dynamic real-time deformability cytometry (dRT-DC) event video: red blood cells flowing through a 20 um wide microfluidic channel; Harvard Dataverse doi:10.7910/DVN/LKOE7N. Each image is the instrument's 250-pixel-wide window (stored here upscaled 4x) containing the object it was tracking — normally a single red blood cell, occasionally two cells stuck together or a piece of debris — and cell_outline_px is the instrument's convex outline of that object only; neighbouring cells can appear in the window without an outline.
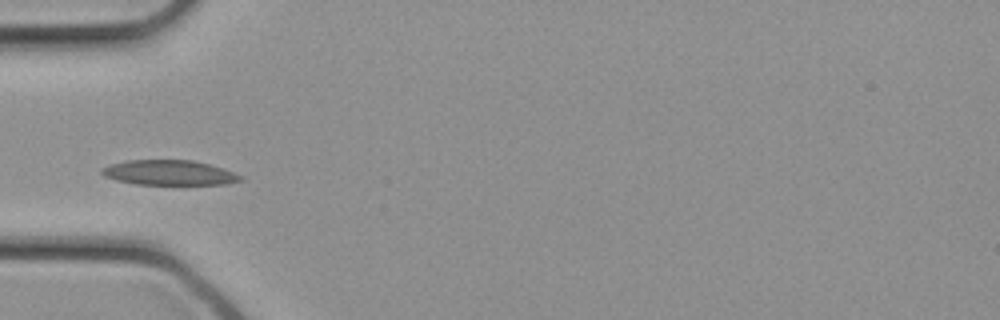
{"species": "common noctule bat (a hibernating species)", "species_latin": "Nyctalus noctula", "temperature_condition": "cold", "stored_images_in_passage": 32, "camera_frame_rate_fps": 3000, "um_per_image_px": 0.085, "animal": {"sex": "female", "body_mass_g": 21.9}, "frame": {"image": 1, "passage_image": 10, "time_ms": 3.0, "image_size_px": [1000, 320], "cell_outline_px": [[244, 180], [228, 184], [136, 184], [116, 180], [104, 176], [100, 172], [100, 168], [124, 160], [192, 160], [224, 168], [244, 176]], "centroid_in_image_um": [14.4, 14.67], "position_along_channel_um": 70.6, "area_um2": 20.29}}
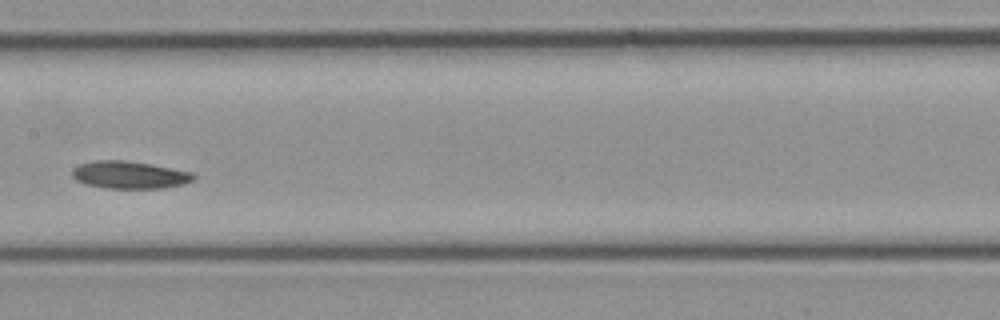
{"frame": {"image": 2, "passage_image": 16, "time_ms": 5.0, "image_size_px": [1000, 320], "cell_outline_px": [[196, 176], [192, 180], [184, 184], [160, 188], [104, 188], [84, 184], [76, 180], [72, 176], [72, 172], [80, 164], [96, 160], [124, 160], [152, 164], [192, 172]], "centroid_in_image_um": [11.01, 14.86], "position_along_channel_um": 196.4, "area_um2": 19.36}}
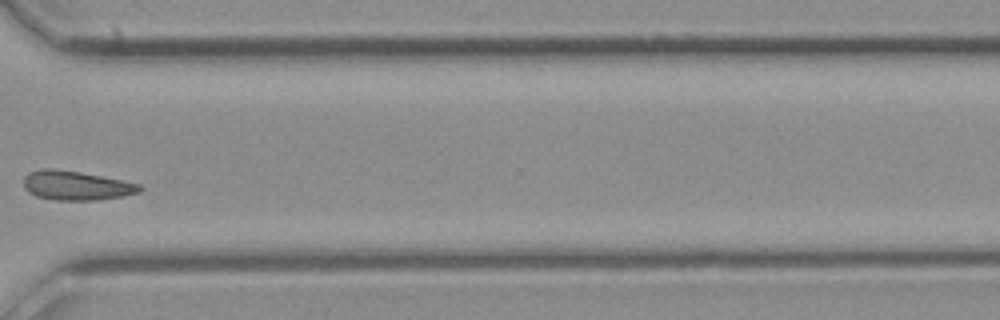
{"frame": {"image": 3, "passage_image": 24, "time_ms": 7.667, "image_size_px": [1000, 320], "cell_outline_px": [[144, 188], [140, 192], [124, 196], [96, 200], [56, 200], [36, 196], [28, 192], [24, 188], [24, 176], [28, 172], [40, 168], [52, 168], [80, 172], [124, 180], [140, 184]], "centroid_in_image_um": [6.48, 15.76], "position_along_channel_um": 364.1, "area_um2": 20.0}}